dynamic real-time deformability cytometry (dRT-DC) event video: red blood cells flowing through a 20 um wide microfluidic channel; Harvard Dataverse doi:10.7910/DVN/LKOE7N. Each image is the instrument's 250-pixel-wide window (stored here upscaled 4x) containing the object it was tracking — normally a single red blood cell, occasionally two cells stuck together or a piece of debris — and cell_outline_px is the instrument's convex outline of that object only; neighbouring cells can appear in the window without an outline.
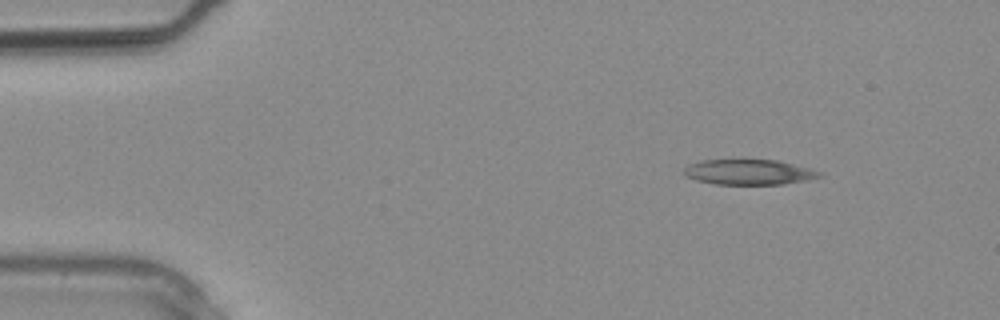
{"species": "common noctule bat (a hibernating species)", "species_latin": "Nyctalus noctula", "temperature_condition": "warm", "stored_images_in_passage": 2, "camera_frame_rate_fps": 3000, "um_per_image_px": 0.085, "animal": {"sex": "male", "body_mass_g": 20.4}, "frame": {"image": 1, "passage_image": 1, "time_ms": 0.0, "image_size_px": [1000, 320], "cell_outline_px": [[824, 176], [808, 180], [780, 184], [716, 184], [696, 180], [688, 176], [684, 172], [684, 168], [688, 164], [700, 160], [776, 160], [824, 172]], "centroid_in_image_um": [63.68, 14.63], "position_along_channel_um": 21.3, "area_um2": 19.83}}